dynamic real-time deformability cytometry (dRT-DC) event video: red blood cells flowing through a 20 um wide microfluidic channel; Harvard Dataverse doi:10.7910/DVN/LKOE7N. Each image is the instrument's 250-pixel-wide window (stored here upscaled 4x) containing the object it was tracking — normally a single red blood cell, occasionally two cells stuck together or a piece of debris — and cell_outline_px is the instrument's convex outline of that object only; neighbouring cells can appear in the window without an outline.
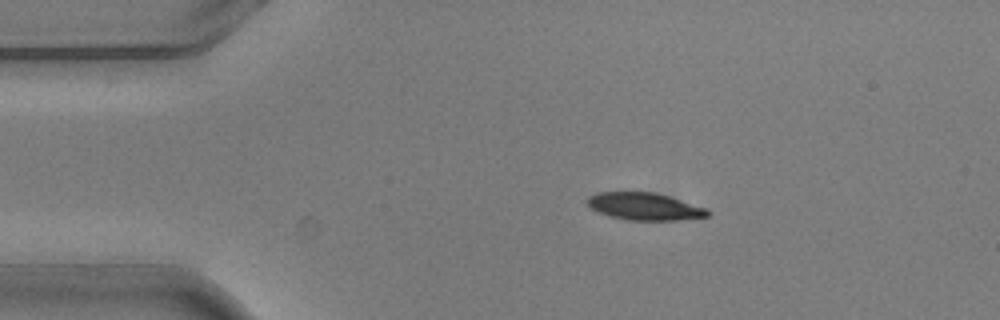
{"species": "common noctule bat (a hibernating species)", "species_latin": "Nyctalus noctula", "temperature_condition": "warm", "stored_images_in_passage": 6, "camera_frame_rate_fps": 3000, "um_per_image_px": 0.085, "animal": {"sex": "male", "body_mass_g": 20.5, "forearm_length_mm": 52.5}, "frame": {"image": 1, "passage_image": 1, "time_ms": 0.0, "image_size_px": [1000, 320], "cell_outline_px": [[712, 212], [708, 216], [676, 220], [628, 220], [608, 216], [592, 208], [584, 200], [588, 196], [596, 192], [656, 192], [708, 208]], "centroid_in_image_um": [54.79, 17.54], "position_along_channel_um": 30.2, "area_um2": 19.31}}
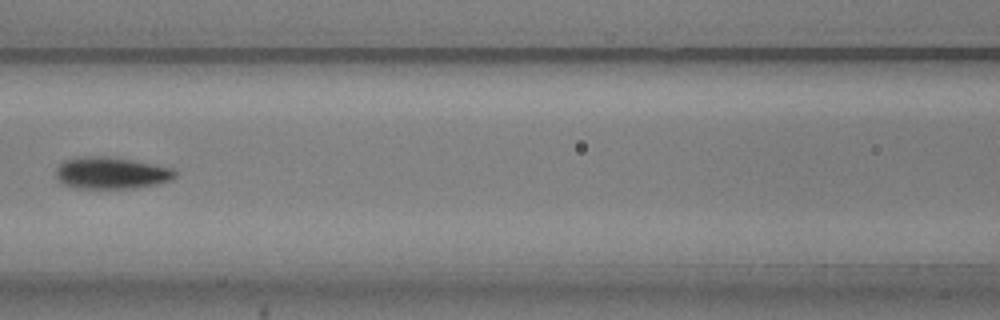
{"frame": {"image": 2, "passage_image": 5, "time_ms": 1.333, "image_size_px": [1000, 320], "cell_outline_px": [[176, 176], [172, 180], [152, 184], [128, 188], [76, 188], [64, 184], [56, 176], [56, 168], [64, 160], [80, 156], [108, 156], [132, 160], [172, 168], [176, 172]], "centroid_in_image_um": [9.42, 14.69], "position_along_channel_um": 157.2, "area_um2": 21.85}}
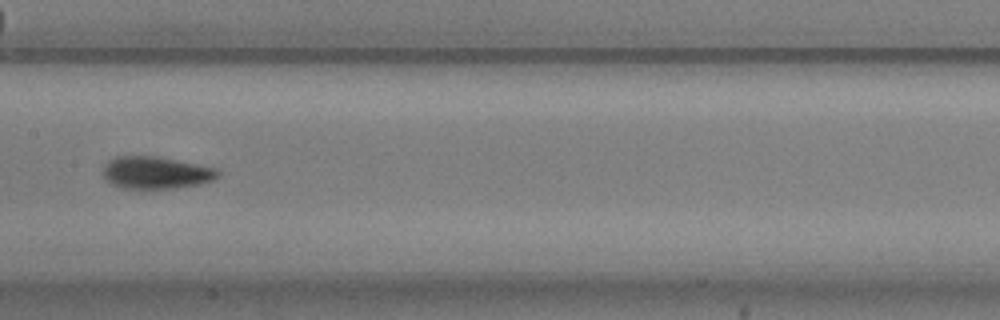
{"frame": {"image": 3, "passage_image": 6, "time_ms": 1.667, "image_size_px": [1000, 320], "cell_outline_px": [[220, 176], [212, 180], [200, 184], [176, 188], [124, 188], [112, 184], [104, 180], [104, 164], [108, 160], [116, 156], [160, 156], [220, 168]], "centroid_in_image_um": [13.3, 14.66], "position_along_channel_um": 194.1, "area_um2": 21.96}}